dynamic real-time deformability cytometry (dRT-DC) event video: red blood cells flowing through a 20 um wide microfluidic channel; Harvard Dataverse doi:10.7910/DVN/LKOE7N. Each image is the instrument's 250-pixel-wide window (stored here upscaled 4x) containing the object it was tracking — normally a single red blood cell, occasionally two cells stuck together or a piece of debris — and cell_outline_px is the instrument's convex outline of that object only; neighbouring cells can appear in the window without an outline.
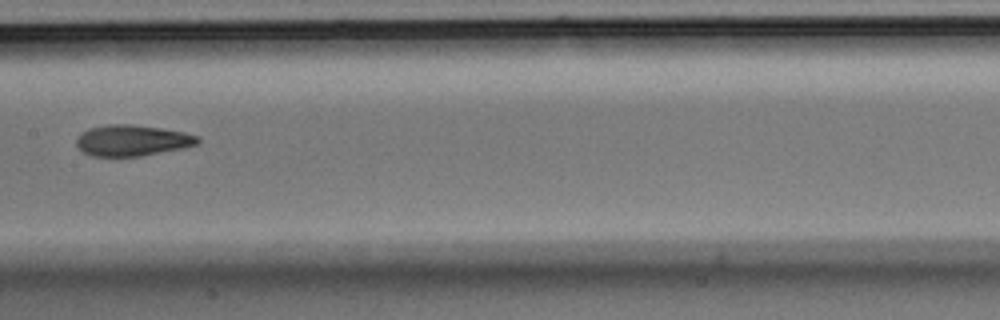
{"species": "Egyptian fruit bat (a non-hibernating species)", "species_latin": "Rousettus aegyptiacus", "temperature_condition": "room temperature", "stored_images_in_passage": 14, "camera_frame_rate_fps": 3000, "um_per_image_px": 0.085, "animal": {"sex": "male"}, "frame": {"image": 1, "passage_image": 7, "time_ms": 2.0, "image_size_px": [1000, 320], "cell_outline_px": [[200, 144], [184, 148], [140, 156], [92, 156], [84, 152], [76, 144], [76, 140], [88, 128], [108, 124], [132, 124], [160, 128], [184, 132], [200, 136]], "centroid_in_image_um": [11.29, 11.93], "position_along_channel_um": 196.1, "area_um2": 21.91}}
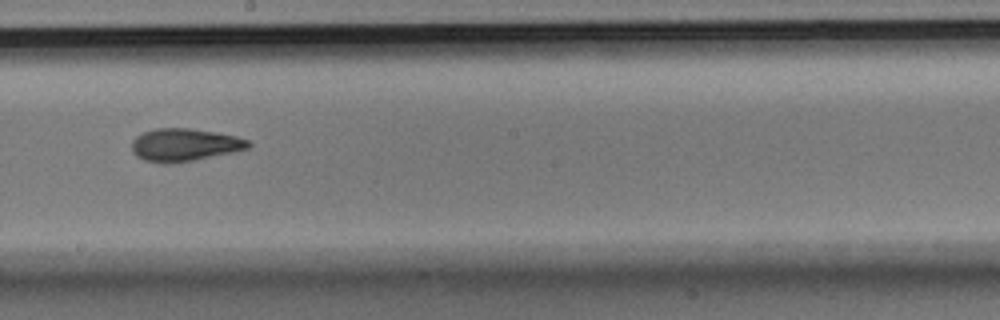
{"frame": {"image": 2, "passage_image": 8, "time_ms": 2.333, "image_size_px": [1000, 320], "cell_outline_px": [[252, 144], [248, 148], [232, 152], [196, 160], [172, 164], [160, 164], [144, 160], [136, 156], [132, 152], [132, 140], [136, 136], [144, 132], [156, 128], [192, 128], [216, 132], [236, 136], [248, 140]], "centroid_in_image_um": [15.66, 12.32], "position_along_channel_um": 232.5, "area_um2": 22.48}}
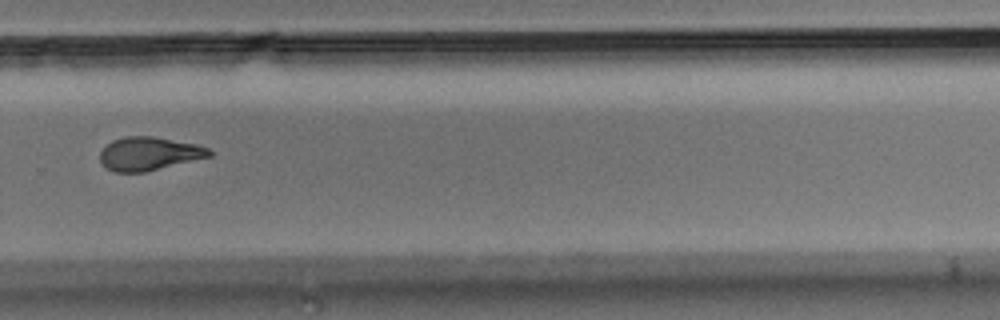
{"frame": {"image": 3, "passage_image": 10, "time_ms": 3.0, "image_size_px": [1000, 320], "cell_outline_px": [[212, 156], [144, 172], [116, 172], [108, 168], [100, 160], [100, 152], [112, 140], [124, 136], [152, 136], [196, 144], [208, 148], [212, 152]], "centroid_in_image_um": [12.68, 13.05], "position_along_channel_um": 317.1, "area_um2": 21.04}}